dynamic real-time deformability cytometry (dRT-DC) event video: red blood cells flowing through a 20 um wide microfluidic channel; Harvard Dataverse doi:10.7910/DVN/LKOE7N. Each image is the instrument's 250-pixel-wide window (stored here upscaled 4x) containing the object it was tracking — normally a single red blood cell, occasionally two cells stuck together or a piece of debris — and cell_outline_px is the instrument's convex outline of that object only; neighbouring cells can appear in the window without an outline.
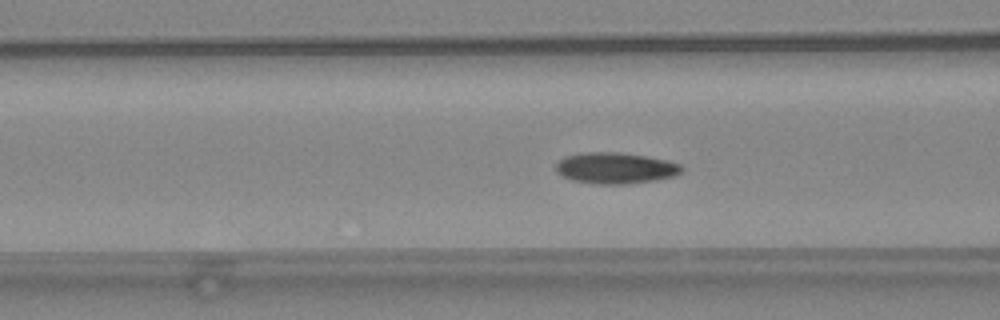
{"species": "common noctule bat (a hibernating species)", "species_latin": "Nyctalus noctula", "temperature_condition": "warm", "stored_images_in_passage": 41, "camera_frame_rate_fps": 3000, "um_per_image_px": 0.085, "animal": {"sex": "female", "body_mass_g": 24.6, "forearm_length_mm": 56.2}, "frame": {"image": 1, "passage_image": 11, "time_ms": 3.333, "image_size_px": [1000, 320], "cell_outline_px": [[684, 168], [676, 176], [656, 180], [628, 184], [596, 184], [572, 180], [556, 172], [556, 164], [564, 156], [584, 152], [620, 152], [668, 160], [680, 164]], "centroid_in_image_um": [52.33, 14.29], "position_along_channel_um": 114.3, "area_um2": 22.95}}
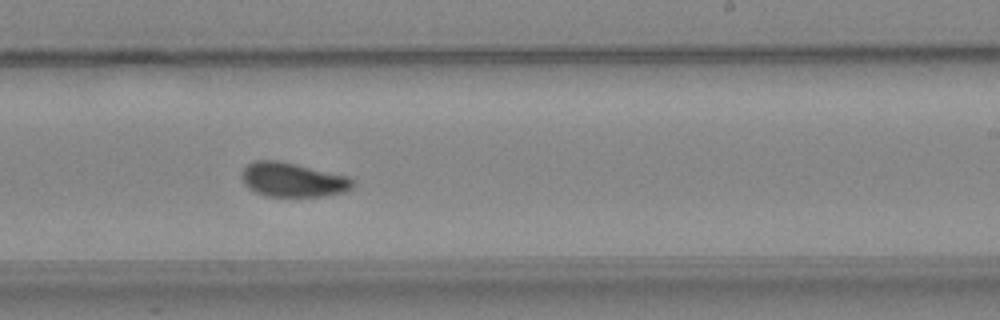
{"frame": {"image": 2, "passage_image": 22, "time_ms": 7.0, "image_size_px": [1000, 320], "cell_outline_px": [[356, 184], [352, 188], [344, 192], [324, 196], [268, 196], [256, 192], [248, 188], [244, 184], [240, 176], [240, 172], [248, 164], [256, 160], [280, 160], [348, 176]], "centroid_in_image_um": [24.87, 15.27], "position_along_channel_um": 264.1, "area_um2": 22.31}}
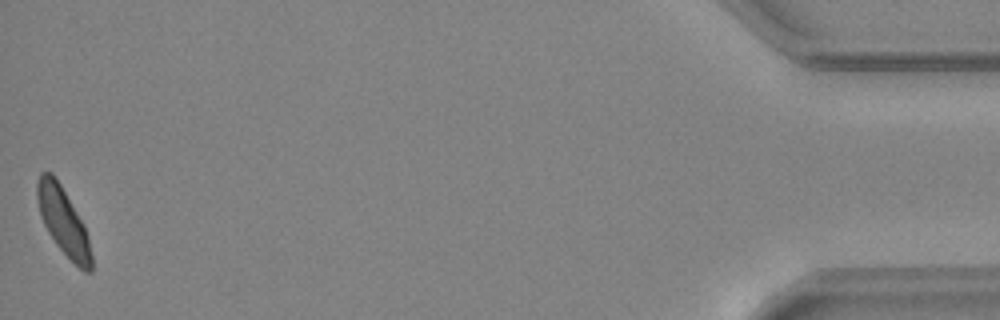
{"frame": {"image": 3, "passage_image": 41, "time_ms": 13.333, "image_size_px": [1000, 320], "cell_outline_px": [[92, 272], [84, 272], [56, 244], [48, 232], [40, 216], [36, 196], [36, 184], [40, 172], [52, 172], [60, 184], [84, 224], [88, 236], [92, 256]], "centroid_in_image_um": [5.37, 18.79], "position_along_channel_um": 429.8, "area_um2": 21.1}, "authors_computed_cell_mechanics": {"area_um2": 21.7906, "velocity_mm_per_s": 4.0752, "shape_relaxation_time_tau1_ms": 4.2458, "shape_relaxation_time_tau2_ms": 5.1951, "deformation_change_tau1": 0.134, "deformation_change_tau2": 0.079}}